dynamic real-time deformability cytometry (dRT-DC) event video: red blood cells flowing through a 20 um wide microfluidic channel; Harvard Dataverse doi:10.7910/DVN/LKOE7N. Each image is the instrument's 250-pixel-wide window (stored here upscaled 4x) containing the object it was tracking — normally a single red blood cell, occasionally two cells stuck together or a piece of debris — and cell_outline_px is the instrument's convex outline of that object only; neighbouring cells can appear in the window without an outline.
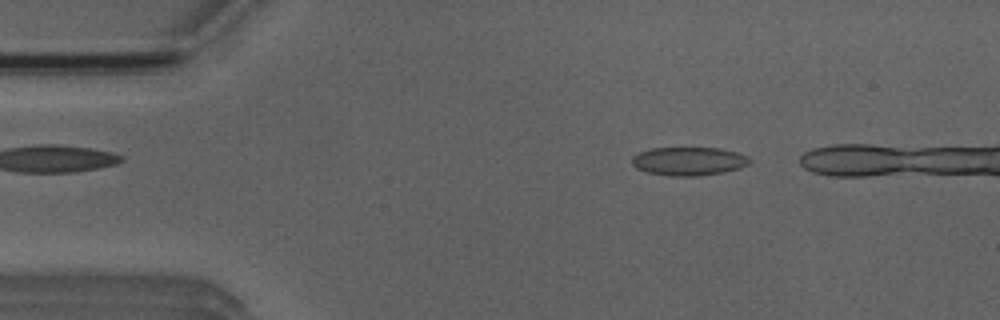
{"species": "Egyptian fruit bat (a non-hibernating species)", "species_latin": "Rousettus aegyptiacus", "temperature_condition": "room temperature", "stored_images_in_passage": 3, "camera_frame_rate_fps": 3000, "um_per_image_px": 0.085, "animal": {"sex": "male"}, "frame": {"image": 1, "passage_image": 3, "time_ms": 3.333, "image_size_px": [1000, 320], "cell_outline_px": [[752, 160], [748, 164], [740, 168], [724, 172], [700, 176], [668, 176], [648, 172], [636, 168], [632, 164], [632, 156], [640, 152], [652, 148], [720, 148], [736, 152], [748, 156]], "centroid_in_image_um": [58.56, 13.71], "position_along_channel_um": 26.4, "area_um2": 19.59}}